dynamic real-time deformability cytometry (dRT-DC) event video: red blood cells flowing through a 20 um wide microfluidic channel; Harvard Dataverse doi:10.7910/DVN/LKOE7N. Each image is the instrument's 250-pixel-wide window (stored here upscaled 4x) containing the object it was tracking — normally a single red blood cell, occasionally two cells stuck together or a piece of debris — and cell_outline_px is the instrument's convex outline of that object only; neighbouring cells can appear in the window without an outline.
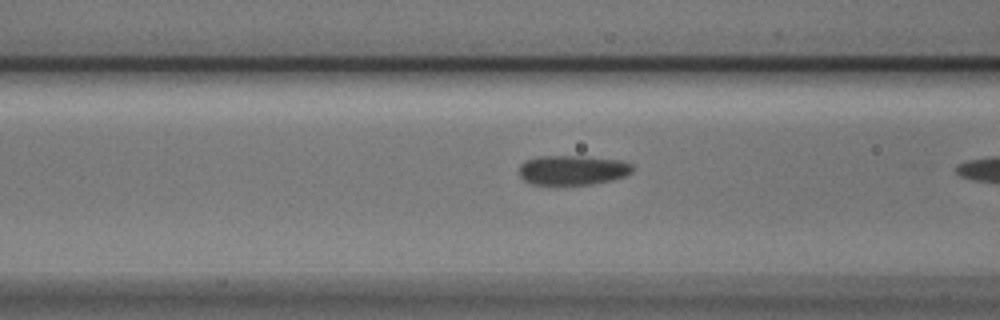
{"species": "Egyptian fruit bat (a non-hibernating species)", "species_latin": "Rousettus aegyptiacus", "temperature_condition": "cold", "stored_images_in_passage": 20, "camera_frame_rate_fps": 3000, "um_per_image_px": 0.085, "animal": {"sex": "male"}, "frame": {"image": 1, "passage_image": 19, "time_ms": 6.0, "image_size_px": [1000, 320], "cell_outline_px": [[632, 172], [624, 176], [612, 180], [592, 184], [532, 184], [524, 180], [520, 176], [520, 164], [524, 160], [540, 156], [584, 156], [620, 160], [632, 164]], "centroid_in_image_um": [48.66, 14.45], "position_along_channel_um": 117.9, "area_um2": 19.54}}